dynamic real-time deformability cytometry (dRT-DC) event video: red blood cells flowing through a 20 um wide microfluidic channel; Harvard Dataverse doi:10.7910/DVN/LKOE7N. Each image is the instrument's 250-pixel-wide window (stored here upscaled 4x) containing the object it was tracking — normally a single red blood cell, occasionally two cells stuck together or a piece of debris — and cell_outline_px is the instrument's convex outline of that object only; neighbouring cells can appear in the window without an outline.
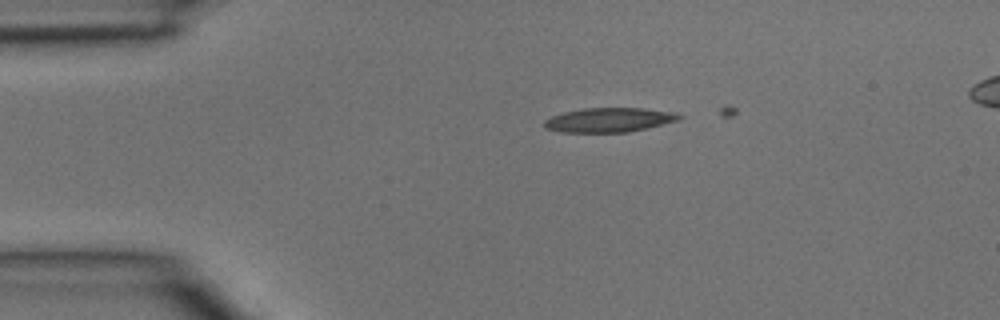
{"species": "common noctule bat (a hibernating species)", "species_latin": "Nyctalus noctula", "temperature_condition": "room temperature", "stored_images_in_passage": 4, "camera_frame_rate_fps": 3000, "um_per_image_px": 0.085, "animal": {"sex": "male", "body_mass_g": 15.6}, "frame": {"image": 1, "passage_image": 2, "time_ms": 0.333, "image_size_px": [1000, 320], "cell_outline_px": [[684, 116], [680, 120], [628, 132], [560, 132], [544, 128], [544, 120], [552, 116], [564, 112], [584, 108], [644, 108], [672, 112]], "centroid_in_image_um": [51.77, 10.19], "position_along_channel_um": 33.2, "area_um2": 19.07}}